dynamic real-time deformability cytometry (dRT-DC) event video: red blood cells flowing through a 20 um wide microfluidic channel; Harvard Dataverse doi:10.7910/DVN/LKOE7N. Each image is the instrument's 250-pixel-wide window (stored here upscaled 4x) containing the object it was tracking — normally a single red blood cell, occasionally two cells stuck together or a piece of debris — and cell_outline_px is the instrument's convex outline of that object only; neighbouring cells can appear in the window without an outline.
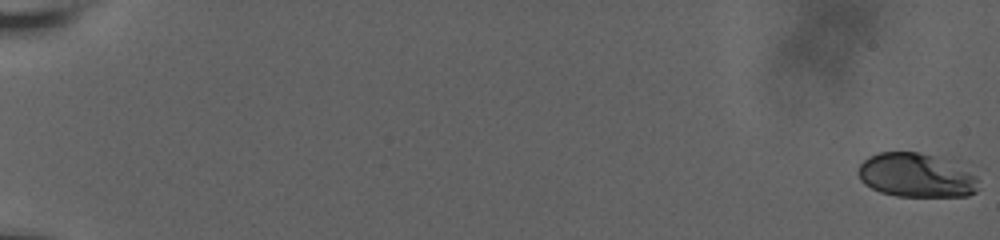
{"species": "human", "species_latin": "Homo sapiens", "temperature_condition": "room temperature", "stored_images_in_passage": 42, "segment_of_instrument_passage": [1, 2], "camera_frame_rate_fps": 3000, "um_per_image_px": 0.085, "donor": {"sex": "male"}, "frame": {"image": 1, "passage_image": 1, "time_ms": 0.0, "image_size_px": [1000, 240], "cell_outline_px": [[980, 188], [976, 192], [968, 196], [896, 196], [880, 192], [864, 184], [860, 180], [856, 172], [860, 164], [868, 156], [880, 152], [920, 152], [968, 160], [980, 180]], "centroid_in_image_um": [78.07, 14.85], "position_along_channel_um": 6.9, "area_um2": 32.95}}
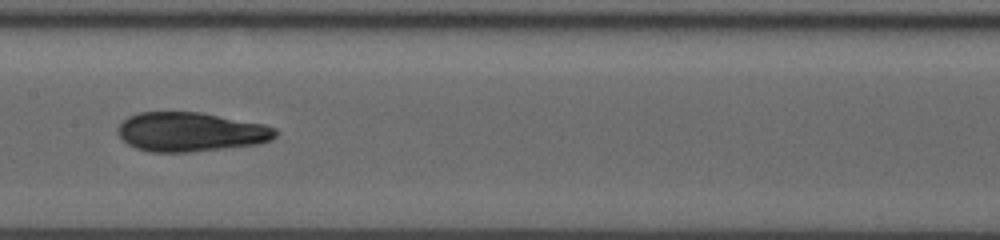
{"frame": {"image": 2, "passage_image": 21, "time_ms": 11.0, "image_size_px": [1000, 240], "cell_outline_px": [[276, 136], [272, 140], [260, 144], [188, 152], [148, 152], [136, 148], [128, 144], [116, 132], [116, 128], [128, 116], [140, 112], [200, 112], [264, 124], [276, 128]], "centroid_in_image_um": [16.2, 11.21], "position_along_channel_um": 191.2, "area_um2": 36.13}}
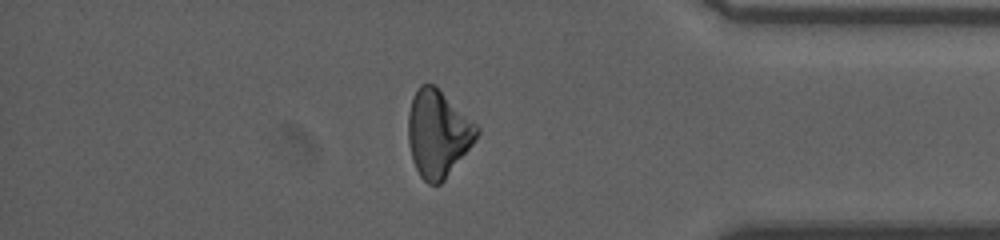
{"frame": {"image": 3, "passage_image": 35, "time_ms": 17.0, "image_size_px": [1000, 240], "cell_outline_px": [[480, 132], [472, 144], [444, 180], [440, 184], [428, 184], [420, 176], [412, 160], [408, 144], [408, 112], [412, 96], [420, 84], [432, 84], [476, 124], [480, 128]], "centroid_in_image_um": [37.19, 11.36], "position_along_channel_um": 398.0, "area_um2": 34.28}}